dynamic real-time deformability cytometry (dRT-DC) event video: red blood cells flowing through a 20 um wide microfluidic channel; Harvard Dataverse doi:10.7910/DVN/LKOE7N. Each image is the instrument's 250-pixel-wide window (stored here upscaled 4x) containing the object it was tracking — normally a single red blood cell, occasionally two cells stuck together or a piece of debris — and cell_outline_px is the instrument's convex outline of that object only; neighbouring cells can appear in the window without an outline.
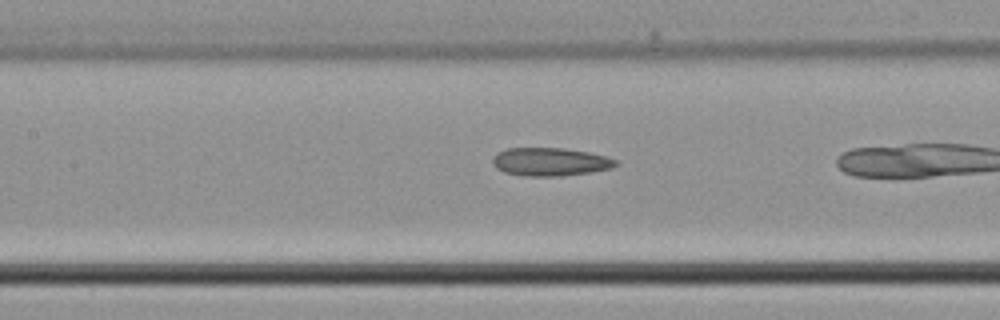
{"species": "common noctule bat (a hibernating species)", "species_latin": "Nyctalus noctula", "temperature_condition": "cold", "stored_images_in_passage": 18, "camera_frame_rate_fps": 3000, "um_per_image_px": 0.085, "animal": {"sex": "male", "body_mass_g": 21.5, "forearm_length_mm": 52.0}, "frame": {"image": 1, "passage_image": 8, "time_ms": 2.333, "image_size_px": [1000, 320], "cell_outline_px": [[620, 164], [612, 168], [592, 172], [560, 176], [524, 176], [504, 172], [496, 168], [492, 164], [492, 160], [496, 152], [508, 148], [564, 148], [588, 152], [604, 156], [616, 160]], "centroid_in_image_um": [46.75, 13.76], "position_along_channel_um": 160.6, "area_um2": 20.35}}
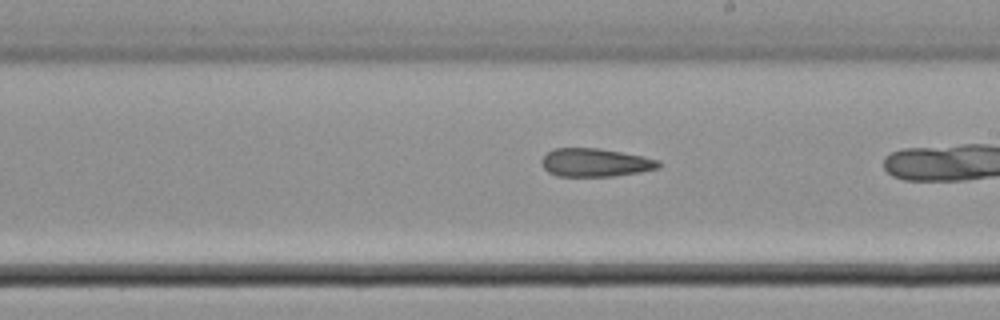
{"frame": {"image": 2, "passage_image": 13, "time_ms": 4.0, "image_size_px": [1000, 320], "cell_outline_px": [[660, 168], [640, 172], [612, 176], [556, 176], [548, 172], [544, 168], [540, 160], [548, 152], [556, 148], [600, 148], [660, 160]], "centroid_in_image_um": [50.59, 13.82], "position_along_channel_um": 238.4, "area_um2": 19.19}}